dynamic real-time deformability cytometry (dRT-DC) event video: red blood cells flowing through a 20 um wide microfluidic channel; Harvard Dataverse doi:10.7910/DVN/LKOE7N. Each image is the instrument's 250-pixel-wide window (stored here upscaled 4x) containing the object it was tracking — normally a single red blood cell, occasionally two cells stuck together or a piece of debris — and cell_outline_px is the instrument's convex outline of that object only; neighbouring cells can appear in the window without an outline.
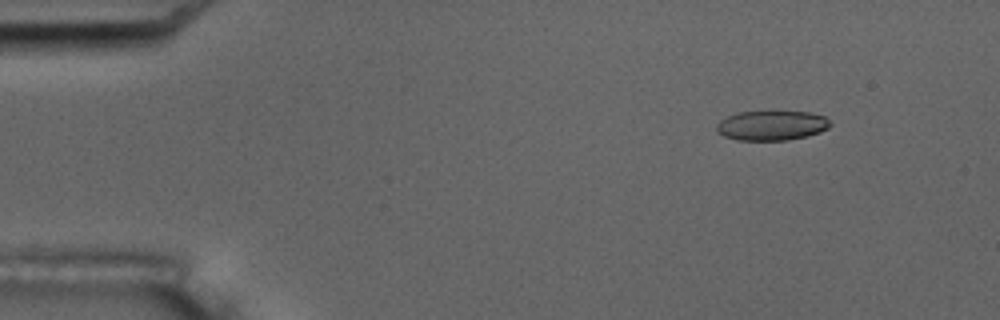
{"species": "common noctule bat (a hibernating species)", "species_latin": "Nyctalus noctula", "temperature_condition": "room temperature", "stored_images_in_passage": 5, "camera_frame_rate_fps": 3000, "um_per_image_px": 0.085, "animal": {"sex": "male", "body_mass_g": 17.5, "forearm_length_mm": 52.3}, "frame": {"image": 1, "passage_image": 3, "time_ms": 2.0, "image_size_px": [1000, 320], "cell_outline_px": [[832, 124], [828, 128], [820, 132], [808, 136], [788, 140], [736, 140], [724, 136], [716, 132], [716, 124], [720, 120], [736, 112], [812, 112], [824, 116]], "centroid_in_image_um": [65.58, 10.67], "position_along_channel_um": 19.4, "area_um2": 19.77}}